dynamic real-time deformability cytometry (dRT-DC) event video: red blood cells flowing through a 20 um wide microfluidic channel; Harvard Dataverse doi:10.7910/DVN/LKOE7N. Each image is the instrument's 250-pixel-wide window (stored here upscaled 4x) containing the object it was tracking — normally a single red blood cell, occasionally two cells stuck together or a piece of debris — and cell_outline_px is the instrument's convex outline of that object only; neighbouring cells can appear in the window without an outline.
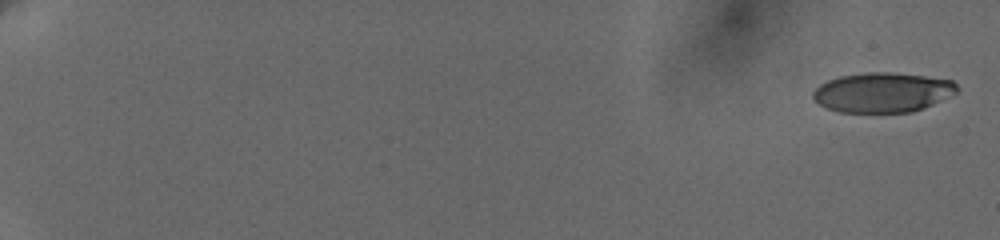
{"species": "human", "species_latin": "Homo sapiens", "temperature_condition": "cold", "stored_images_in_passage": 13, "camera_frame_rate_fps": 3000, "um_per_image_px": 0.085, "donor": {"sex": "female"}, "frame": {"image": 1, "passage_image": 1, "time_ms": 0.0, "image_size_px": [1000, 240], "cell_outline_px": [[960, 88], [956, 92], [932, 104], [912, 112], [840, 112], [824, 108], [812, 96], [812, 92], [820, 84], [828, 80], [840, 76], [868, 72], [888, 72], [924, 76], [952, 80]], "centroid_in_image_um": [74.99, 7.85], "position_along_channel_um": 10.0, "area_um2": 33.18}}
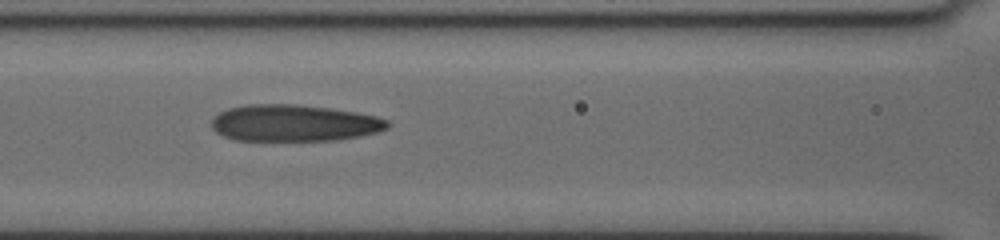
{"frame": {"image": 2, "passage_image": 12, "time_ms": 9.667, "image_size_px": [1000, 240], "cell_outline_px": [[388, 128], [376, 132], [360, 136], [332, 140], [232, 140], [216, 132], [212, 128], [212, 120], [220, 112], [228, 108], [248, 104], [292, 104], [332, 108], [356, 112], [376, 116], [388, 120]], "centroid_in_image_um": [24.98, 10.45], "position_along_channel_um": 141.6, "area_um2": 37.45}}
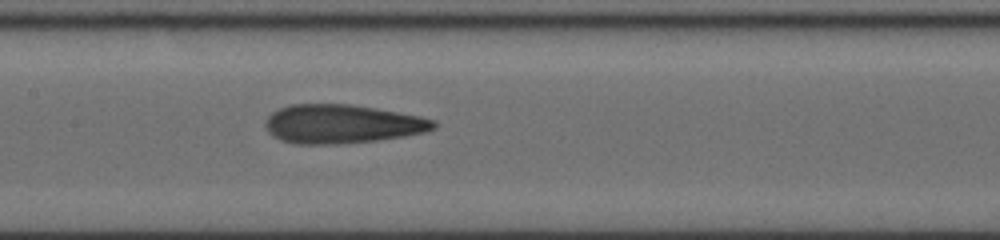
{"frame": {"image": 3, "passage_image": 13, "time_ms": 10.667, "image_size_px": [1000, 240], "cell_outline_px": [[436, 128], [424, 132], [404, 136], [376, 140], [336, 144], [296, 144], [280, 140], [272, 136], [268, 132], [264, 124], [268, 116], [272, 112], [280, 108], [292, 104], [352, 104], [420, 116], [436, 120]], "centroid_in_image_um": [29.05, 10.54], "position_along_channel_um": 178.3, "area_um2": 38.09}}